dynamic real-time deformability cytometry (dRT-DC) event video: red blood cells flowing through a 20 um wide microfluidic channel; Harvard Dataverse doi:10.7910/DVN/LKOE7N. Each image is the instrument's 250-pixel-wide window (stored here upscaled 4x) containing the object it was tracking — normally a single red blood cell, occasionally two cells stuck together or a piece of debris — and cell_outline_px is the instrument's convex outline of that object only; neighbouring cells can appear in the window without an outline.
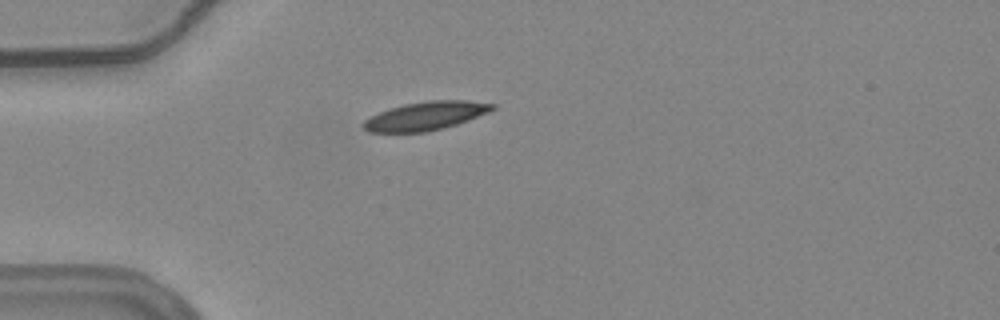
{"species": "common noctule bat (a hibernating species)", "species_latin": "Nyctalus noctula", "temperature_condition": "warm", "stored_images_in_passage": 38, "camera_frame_rate_fps": 3000, "um_per_image_px": 0.085, "animal": {"sex": "female", "body_mass_g": 24.6, "forearm_length_mm": 56.2}, "frame": {"image": 1, "passage_image": 1, "time_ms": 0.0, "image_size_px": [1000, 320], "cell_outline_px": [[496, 108], [488, 112], [468, 120], [444, 128], [424, 132], [368, 132], [360, 124], [364, 120], [380, 112], [404, 104], [428, 100], [468, 100], [496, 104]], "centroid_in_image_um": [36.19, 9.85], "position_along_channel_um": 48.8, "area_um2": 21.33}}
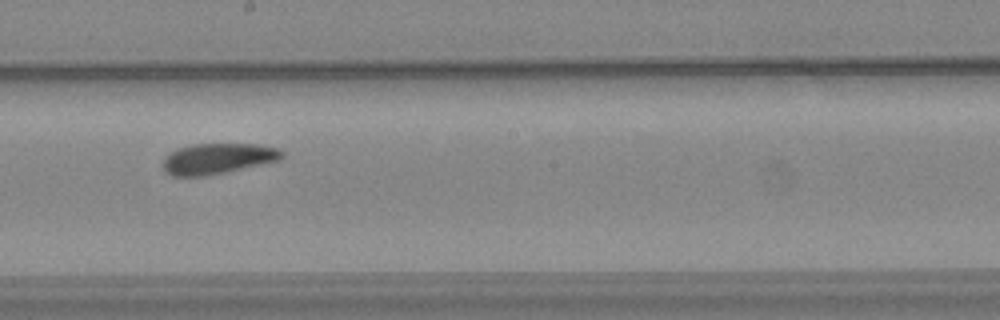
{"frame": {"image": 2, "passage_image": 17, "time_ms": 5.333, "image_size_px": [1000, 320], "cell_outline_px": [[284, 156], [280, 160], [208, 176], [172, 176], [164, 172], [164, 160], [172, 152], [180, 148], [192, 144], [256, 144], [280, 148], [284, 152]], "centroid_in_image_um": [18.56, 13.49], "position_along_channel_um": 229.6, "area_um2": 21.21}}
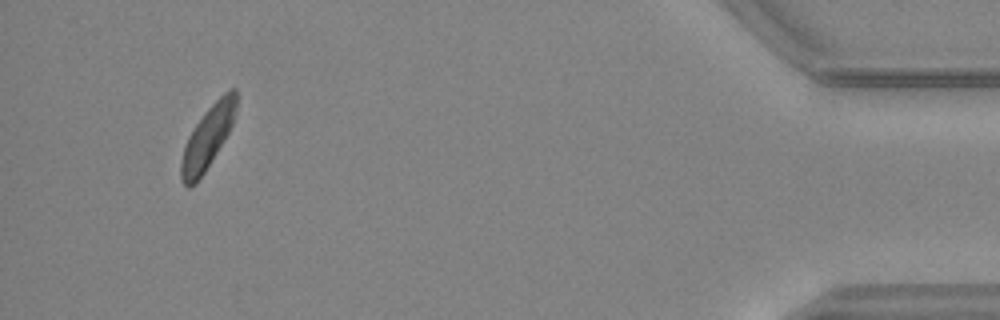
{"frame": {"image": 3, "passage_image": 38, "time_ms": 12.333, "image_size_px": [1000, 320], "cell_outline_px": [[236, 108], [232, 124], [224, 140], [204, 172], [196, 184], [188, 188], [180, 180], [180, 164], [184, 148], [188, 136], [204, 112], [228, 88], [236, 88]], "centroid_in_image_um": [17.63, 11.7], "position_along_channel_um": 417.6, "area_um2": 19.83}, "authors_computed_cell_mechanics": {"area_um2": 21.2126, "velocity_mm_per_s": 3.7023, "shape_relaxation_time_tau1_ms": 4.8732, "shape_relaxation_time_tau2_ms": 5.8337, "deformation_change_tau1": 0.1464, "deformation_change_tau2": 0.1204}}